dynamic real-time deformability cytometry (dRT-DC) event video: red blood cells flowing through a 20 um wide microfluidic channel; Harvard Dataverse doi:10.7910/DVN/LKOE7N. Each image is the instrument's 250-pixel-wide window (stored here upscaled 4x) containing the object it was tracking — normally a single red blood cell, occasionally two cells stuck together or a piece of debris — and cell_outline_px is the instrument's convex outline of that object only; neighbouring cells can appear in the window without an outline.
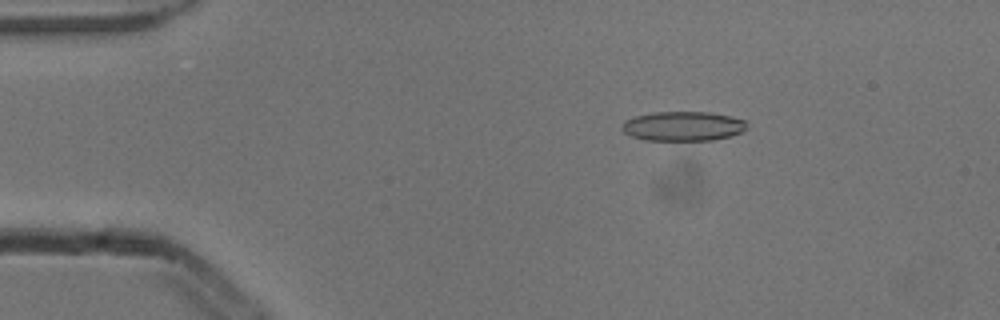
{"species": "common noctule bat (a hibernating species)", "species_latin": "Nyctalus noctula", "temperature_condition": "cold", "stored_images_in_passage": 4, "camera_frame_rate_fps": 3000, "um_per_image_px": 0.085, "animal": {"sex": "male", "body_mass_g": 13.3}, "frame": {"image": 1, "passage_image": 3, "time_ms": 0.667, "image_size_px": [1000, 320], "cell_outline_px": [[748, 128], [732, 136], [712, 140], [644, 140], [632, 136], [624, 132], [620, 128], [620, 124], [624, 120], [636, 116], [656, 112], [708, 112], [732, 116], [748, 120]], "centroid_in_image_um": [58.08, 10.72], "position_along_channel_um": 26.9, "area_um2": 21.73}}